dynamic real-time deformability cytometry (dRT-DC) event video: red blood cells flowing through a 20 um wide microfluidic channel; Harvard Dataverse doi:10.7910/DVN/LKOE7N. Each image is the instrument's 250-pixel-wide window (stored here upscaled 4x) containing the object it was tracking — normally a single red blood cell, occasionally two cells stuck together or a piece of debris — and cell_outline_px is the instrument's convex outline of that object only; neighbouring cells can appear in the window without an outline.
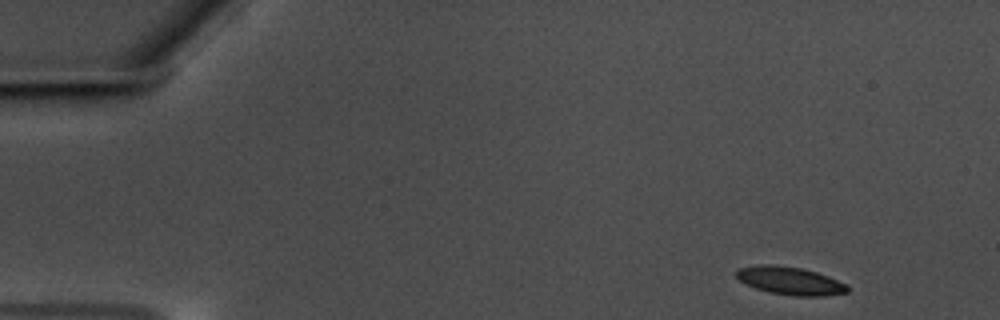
{"species": "common noctule bat (a hibernating species)", "species_latin": "Nyctalus noctula", "temperature_condition": "warm", "stored_images_in_passage": 53, "camera_frame_rate_fps": 3000, "um_per_image_px": 0.085, "animal": {"sex": "male", "body_mass_g": 17.5, "forearm_length_mm": 52.3}, "frame": {"image": 1, "passage_image": 1, "time_ms": 0.0, "image_size_px": [1000, 320], "cell_outline_px": [[848, 292], [824, 296], [792, 296], [772, 292], [756, 288], [744, 284], [736, 276], [736, 268], [756, 264], [772, 264], [800, 268], [816, 272], [828, 276], [848, 284]], "centroid_in_image_um": [67.14, 23.85], "position_along_channel_um": 17.9, "area_um2": 18.21}}
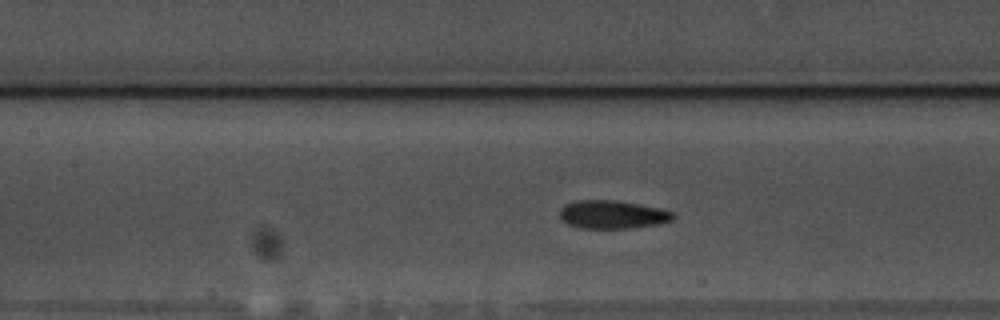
{"frame": {"image": 2, "passage_image": 22, "time_ms": 7.0, "image_size_px": [1000, 320], "cell_outline_px": [[676, 216], [672, 220], [660, 224], [632, 228], [580, 228], [568, 224], [560, 220], [560, 208], [564, 204], [576, 200], [616, 200], [660, 208], [672, 212]], "centroid_in_image_um": [52.04, 18.23], "position_along_channel_um": 155.4, "area_um2": 18.84}}
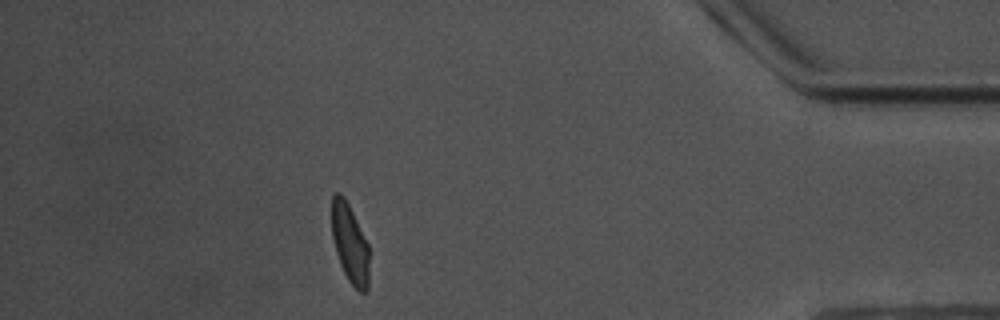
{"frame": {"image": 3, "passage_image": 47, "time_ms": 15.333, "image_size_px": [1000, 320], "cell_outline_px": [[368, 292], [360, 292], [348, 280], [340, 264], [336, 252], [332, 236], [332, 196], [336, 192], [340, 192], [344, 196], [368, 244]], "centroid_in_image_um": [29.73, 20.7], "position_along_channel_um": 405.5, "area_um2": 16.99}, "authors_computed_cell_mechanics": {"area_um2": 18.3226, "velocity_mm_per_s": 3.533, "shape_relaxation_time_tau1_ms": 2.5578, "shape_relaxation_time_tau2_ms": 1.678, "deformation_change_tau1": 0.1231, "deformation_change_tau2": 0.0858}}